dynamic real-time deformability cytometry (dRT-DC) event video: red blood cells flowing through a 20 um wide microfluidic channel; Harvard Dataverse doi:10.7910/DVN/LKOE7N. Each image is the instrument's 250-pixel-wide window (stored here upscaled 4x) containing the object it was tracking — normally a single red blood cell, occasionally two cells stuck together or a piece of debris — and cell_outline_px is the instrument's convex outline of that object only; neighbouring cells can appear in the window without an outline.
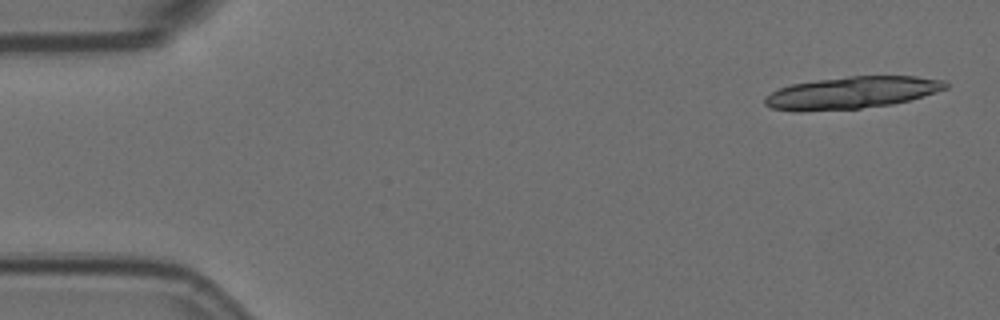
{"species": "Egyptian fruit bat (a non-hibernating species)", "species_latin": "Rousettus aegyptiacus", "temperature_condition": "room temperature", "stored_images_in_passage": 6, "camera_frame_rate_fps": 3000, "um_per_image_px": 0.085, "animal": {"sex": "female"}, "frame": {"image": 1, "passage_image": 1, "time_ms": 0.0, "image_size_px": [1000, 320], "cell_outline_px": [[948, 88], [936, 92], [908, 100], [892, 104], [860, 108], [796, 112], [792, 112], [772, 108], [764, 104], [764, 96], [780, 88], [792, 84], [816, 80], [848, 76], [916, 76], [948, 80]], "centroid_in_image_um": [72.4, 7.88], "position_along_channel_um": 12.6, "area_um2": 33.93}}
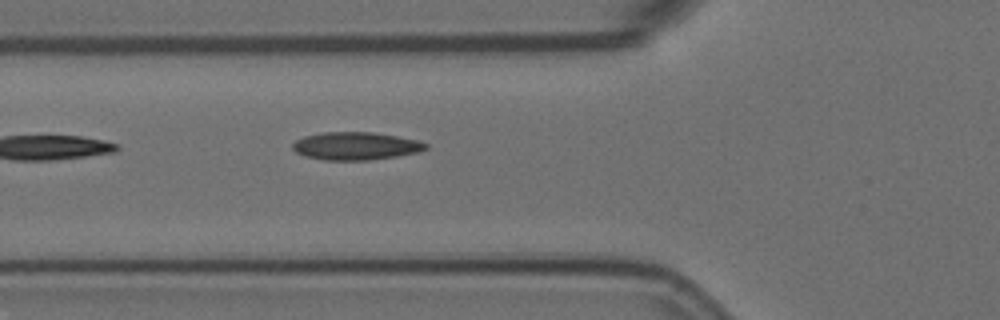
{"frame": {"image": 2, "passage_image": 6, "time_ms": 1.667, "image_size_px": [1000, 320], "cell_outline_px": [[428, 148], [416, 152], [396, 156], [368, 160], [324, 160], [308, 156], [296, 152], [292, 148], [292, 144], [296, 140], [304, 136], [324, 132], [372, 132], [420, 140], [428, 144]], "centroid_in_image_um": [30.25, 12.4], "position_along_channel_um": 95.6, "area_um2": 21.44}}